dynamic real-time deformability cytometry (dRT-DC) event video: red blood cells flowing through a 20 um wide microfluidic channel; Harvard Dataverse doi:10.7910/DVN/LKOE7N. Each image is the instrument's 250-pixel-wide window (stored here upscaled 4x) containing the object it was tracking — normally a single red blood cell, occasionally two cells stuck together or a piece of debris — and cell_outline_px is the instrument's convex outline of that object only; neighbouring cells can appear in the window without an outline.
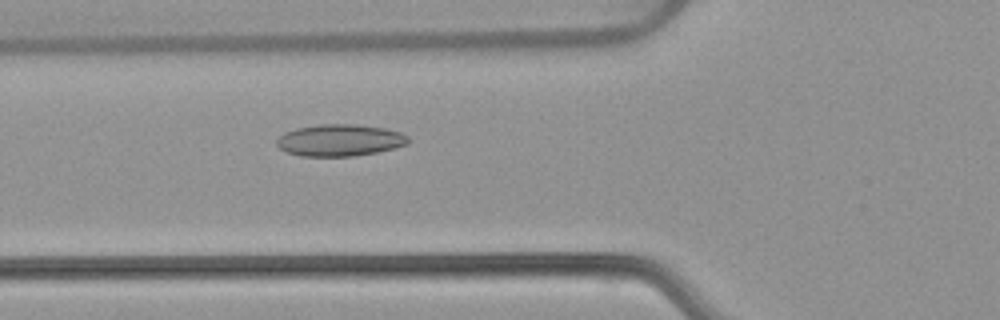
{"species": "common noctule bat (a hibernating species)", "species_latin": "Nyctalus noctula", "temperature_condition": "warm", "stored_images_in_passage": 53, "camera_frame_rate_fps": 3000, "um_per_image_px": 0.085, "animal": {"sex": "female", "body_mass_g": 22.7, "forearm_length_mm": 54.2}, "frame": {"image": 1, "passage_image": 20, "time_ms": 6.333, "image_size_px": [1000, 320], "cell_outline_px": [[408, 144], [396, 148], [376, 152], [352, 156], [300, 156], [288, 152], [280, 148], [276, 144], [276, 140], [284, 132], [296, 128], [320, 124], [356, 124], [384, 128], [400, 132], [408, 136]], "centroid_in_image_um": [28.88, 11.91], "position_along_channel_um": 96.9, "area_um2": 24.39}}
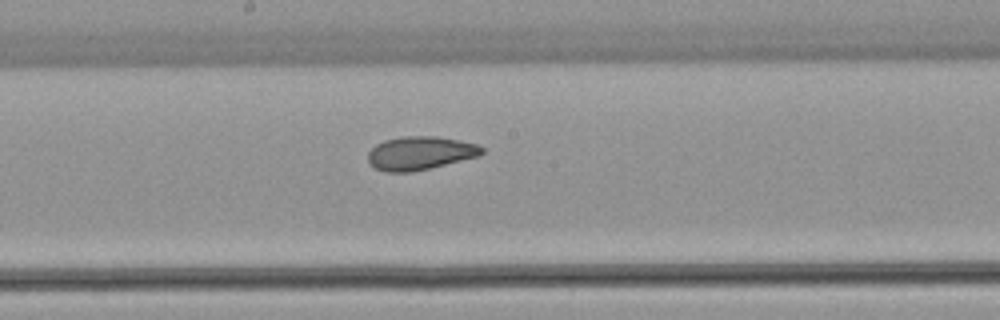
{"frame": {"image": 2, "passage_image": 29, "time_ms": 9.333, "image_size_px": [1000, 320], "cell_outline_px": [[484, 152], [480, 156], [412, 172], [384, 172], [368, 164], [368, 152], [376, 144], [384, 140], [404, 136], [436, 136], [476, 144], [484, 148]], "centroid_in_image_um": [35.68, 13.02], "position_along_channel_um": 212.5, "area_um2": 22.2}}
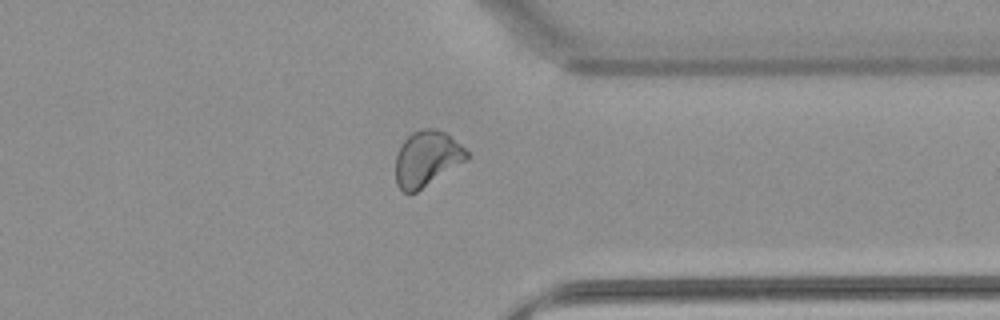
{"frame": {"image": 3, "passage_image": 42, "time_ms": 13.667, "image_size_px": [1000, 320], "cell_outline_px": [[468, 160], [416, 192], [404, 192], [396, 184], [396, 156], [404, 140], [412, 132], [424, 128], [436, 128], [444, 132], [460, 144], [468, 152]], "centroid_in_image_um": [36.29, 13.48], "position_along_channel_um": 375.1, "area_um2": 22.83}, "authors_computed_cell_mechanics": {"area_um2": 24.3916, "velocity_mm_per_s": 3.8393, "shape_relaxation_time_tau1_ms": 8.7976, "shape_relaxation_time_tau2_ms": 1.8177, "deformation_change_tau1": 0.182, "deformation_change_tau2": 0.0723}}